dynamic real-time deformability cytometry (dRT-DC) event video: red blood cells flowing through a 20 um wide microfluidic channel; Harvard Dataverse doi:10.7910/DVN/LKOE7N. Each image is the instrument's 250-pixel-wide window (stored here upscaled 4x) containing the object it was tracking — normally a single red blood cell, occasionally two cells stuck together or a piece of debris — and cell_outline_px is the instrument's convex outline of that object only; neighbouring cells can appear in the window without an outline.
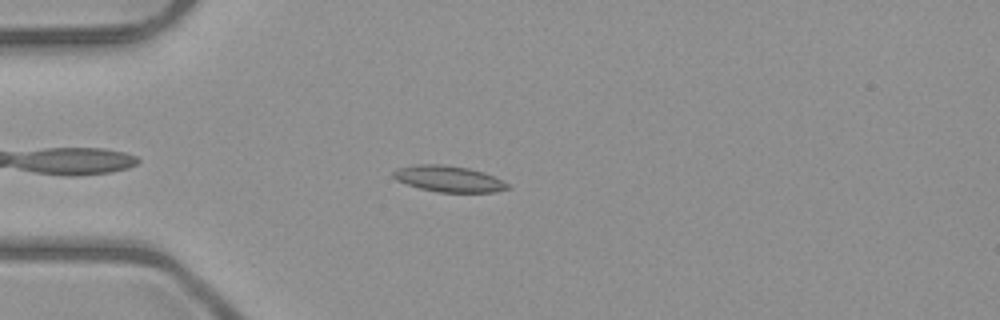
{"species": "common noctule bat (a hibernating species)", "species_latin": "Nyctalus noctula", "temperature_condition": "room temperature", "stored_images_in_passage": 38, "camera_frame_rate_fps": 3000, "um_per_image_px": 0.085, "animal": {"sex": "male", "body_mass_g": 23.1, "forearm_length_mm": 52.7}, "frame": {"image": 1, "passage_image": 5, "time_ms": 1.333, "image_size_px": [1000, 320], "cell_outline_px": [[512, 188], [496, 192], [436, 192], [420, 188], [396, 180], [392, 176], [392, 172], [396, 168], [416, 164], [444, 164], [468, 168], [484, 172], [508, 184]], "centroid_in_image_um": [38.11, 15.19], "position_along_channel_um": 46.9, "area_um2": 17.46}}
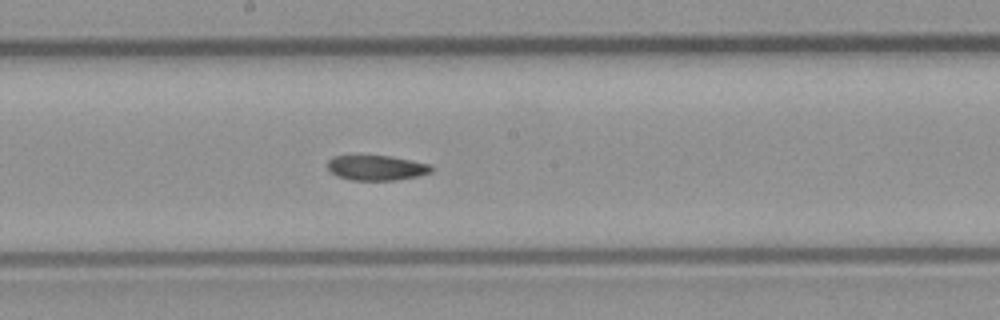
{"frame": {"image": 2, "passage_image": 19, "time_ms": 6.0, "image_size_px": [1000, 320], "cell_outline_px": [[436, 168], [432, 172], [416, 176], [396, 180], [352, 180], [336, 176], [328, 168], [328, 160], [332, 156], [392, 156], [432, 164]], "centroid_in_image_um": [32.06, 14.26], "position_along_channel_um": 216.1, "area_um2": 15.26}}
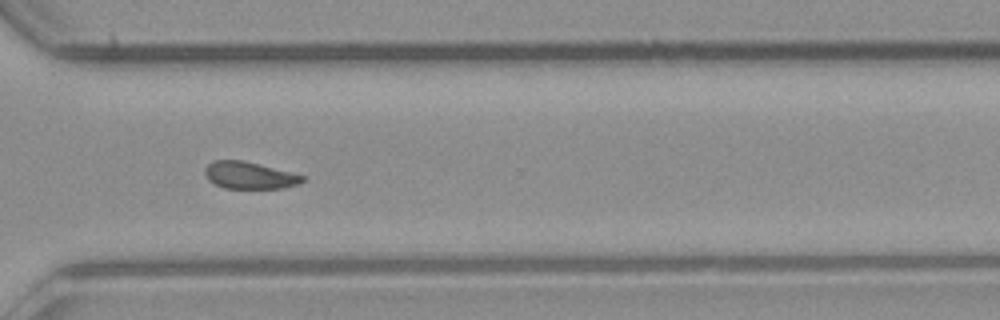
{"frame": {"image": 3, "passage_image": 29, "time_ms": 9.333, "image_size_px": [1000, 320], "cell_outline_px": [[304, 180], [296, 184], [284, 188], [224, 188], [208, 180], [204, 172], [204, 168], [212, 160], [244, 160], [260, 164], [304, 176]], "centroid_in_image_um": [21.15, 14.89], "position_along_channel_um": 349.5, "area_um2": 15.26}, "authors_computed_cell_mechanics": {"area_um2": 16.2707, "velocity_mm_per_s": 4.0016, "shape_relaxation_time_tau1_ms": null, "shape_relaxation_time_tau2_ms": 3.6619, "deformation_change_tau1": null, "deformation_change_tau2": 0.0887}}